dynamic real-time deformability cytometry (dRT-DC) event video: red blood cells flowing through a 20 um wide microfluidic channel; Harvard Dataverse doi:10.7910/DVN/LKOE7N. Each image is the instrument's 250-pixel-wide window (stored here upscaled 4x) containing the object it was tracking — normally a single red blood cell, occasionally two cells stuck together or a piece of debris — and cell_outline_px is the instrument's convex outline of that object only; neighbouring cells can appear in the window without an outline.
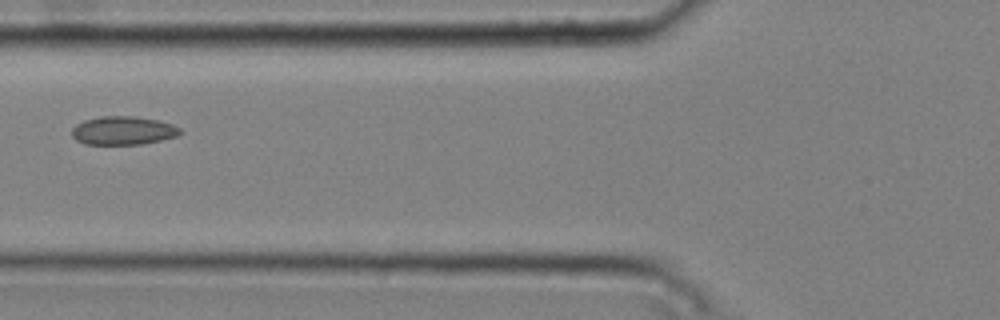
{"species": "common noctule bat (a hibernating species)", "species_latin": "Nyctalus noctula", "temperature_condition": "cold", "stored_images_in_passage": 6, "camera_frame_rate_fps": 3000, "um_per_image_px": 0.085, "animal": {"sex": "male", "body_mass_g": 20.4}, "frame": {"image": 1, "passage_image": 6, "time_ms": 1.667, "image_size_px": [1000, 320], "cell_outline_px": [[184, 132], [176, 136], [160, 140], [140, 144], [84, 144], [76, 140], [72, 136], [72, 128], [76, 124], [84, 120], [100, 116], [136, 116], [160, 120], [172, 124], [180, 128]], "centroid_in_image_um": [10.47, 11.09], "position_along_channel_um": 115.3, "area_um2": 18.09}}